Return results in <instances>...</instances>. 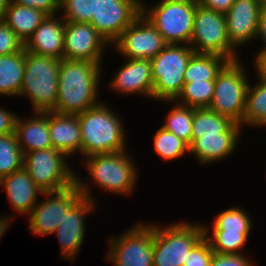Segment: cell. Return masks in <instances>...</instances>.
<instances>
[{
  "mask_svg": "<svg viewBox=\"0 0 266 266\" xmlns=\"http://www.w3.org/2000/svg\"><path fill=\"white\" fill-rule=\"evenodd\" d=\"M266 126V81L259 78L255 87L248 86L243 124Z\"/></svg>",
  "mask_w": 266,
  "mask_h": 266,
  "instance_id": "obj_29",
  "label": "cell"
},
{
  "mask_svg": "<svg viewBox=\"0 0 266 266\" xmlns=\"http://www.w3.org/2000/svg\"><path fill=\"white\" fill-rule=\"evenodd\" d=\"M197 3L194 0H162L149 11L141 4V13L163 36L167 44L178 42L189 45Z\"/></svg>",
  "mask_w": 266,
  "mask_h": 266,
  "instance_id": "obj_4",
  "label": "cell"
},
{
  "mask_svg": "<svg viewBox=\"0 0 266 266\" xmlns=\"http://www.w3.org/2000/svg\"><path fill=\"white\" fill-rule=\"evenodd\" d=\"M61 21L53 15H47L24 43V50L40 56L63 59L65 21Z\"/></svg>",
  "mask_w": 266,
  "mask_h": 266,
  "instance_id": "obj_19",
  "label": "cell"
},
{
  "mask_svg": "<svg viewBox=\"0 0 266 266\" xmlns=\"http://www.w3.org/2000/svg\"><path fill=\"white\" fill-rule=\"evenodd\" d=\"M194 50L185 44H167L150 59L154 82L153 98L174 101L182 90L184 72Z\"/></svg>",
  "mask_w": 266,
  "mask_h": 266,
  "instance_id": "obj_5",
  "label": "cell"
},
{
  "mask_svg": "<svg viewBox=\"0 0 266 266\" xmlns=\"http://www.w3.org/2000/svg\"><path fill=\"white\" fill-rule=\"evenodd\" d=\"M17 116L0 108V135L14 133Z\"/></svg>",
  "mask_w": 266,
  "mask_h": 266,
  "instance_id": "obj_39",
  "label": "cell"
},
{
  "mask_svg": "<svg viewBox=\"0 0 266 266\" xmlns=\"http://www.w3.org/2000/svg\"><path fill=\"white\" fill-rule=\"evenodd\" d=\"M60 61L25 50V70L19 96L27 95L31 99L34 112L55 109Z\"/></svg>",
  "mask_w": 266,
  "mask_h": 266,
  "instance_id": "obj_3",
  "label": "cell"
},
{
  "mask_svg": "<svg viewBox=\"0 0 266 266\" xmlns=\"http://www.w3.org/2000/svg\"><path fill=\"white\" fill-rule=\"evenodd\" d=\"M25 70V50L0 55V94L19 95Z\"/></svg>",
  "mask_w": 266,
  "mask_h": 266,
  "instance_id": "obj_26",
  "label": "cell"
},
{
  "mask_svg": "<svg viewBox=\"0 0 266 266\" xmlns=\"http://www.w3.org/2000/svg\"><path fill=\"white\" fill-rule=\"evenodd\" d=\"M239 60L228 61L219 71L214 95L209 108L228 117L234 123L243 124L248 82Z\"/></svg>",
  "mask_w": 266,
  "mask_h": 266,
  "instance_id": "obj_6",
  "label": "cell"
},
{
  "mask_svg": "<svg viewBox=\"0 0 266 266\" xmlns=\"http://www.w3.org/2000/svg\"><path fill=\"white\" fill-rule=\"evenodd\" d=\"M256 37L264 39L266 43V4L261 8V11L258 17V28H257ZM265 46L263 49H266Z\"/></svg>",
  "mask_w": 266,
  "mask_h": 266,
  "instance_id": "obj_42",
  "label": "cell"
},
{
  "mask_svg": "<svg viewBox=\"0 0 266 266\" xmlns=\"http://www.w3.org/2000/svg\"><path fill=\"white\" fill-rule=\"evenodd\" d=\"M127 59L154 58L167 43L157 29L141 13L114 42Z\"/></svg>",
  "mask_w": 266,
  "mask_h": 266,
  "instance_id": "obj_14",
  "label": "cell"
},
{
  "mask_svg": "<svg viewBox=\"0 0 266 266\" xmlns=\"http://www.w3.org/2000/svg\"><path fill=\"white\" fill-rule=\"evenodd\" d=\"M235 3V0H199L198 4L201 6L217 11L220 13H226L231 6Z\"/></svg>",
  "mask_w": 266,
  "mask_h": 266,
  "instance_id": "obj_40",
  "label": "cell"
},
{
  "mask_svg": "<svg viewBox=\"0 0 266 266\" xmlns=\"http://www.w3.org/2000/svg\"><path fill=\"white\" fill-rule=\"evenodd\" d=\"M46 16L47 14L38 9L11 2L2 20L25 43Z\"/></svg>",
  "mask_w": 266,
  "mask_h": 266,
  "instance_id": "obj_25",
  "label": "cell"
},
{
  "mask_svg": "<svg viewBox=\"0 0 266 266\" xmlns=\"http://www.w3.org/2000/svg\"><path fill=\"white\" fill-rule=\"evenodd\" d=\"M107 260L115 266H153L154 224H138L120 238L112 237Z\"/></svg>",
  "mask_w": 266,
  "mask_h": 266,
  "instance_id": "obj_11",
  "label": "cell"
},
{
  "mask_svg": "<svg viewBox=\"0 0 266 266\" xmlns=\"http://www.w3.org/2000/svg\"><path fill=\"white\" fill-rule=\"evenodd\" d=\"M242 126L233 123L224 133L218 136L192 138L189 152H192L201 163L220 160L234 151Z\"/></svg>",
  "mask_w": 266,
  "mask_h": 266,
  "instance_id": "obj_22",
  "label": "cell"
},
{
  "mask_svg": "<svg viewBox=\"0 0 266 266\" xmlns=\"http://www.w3.org/2000/svg\"><path fill=\"white\" fill-rule=\"evenodd\" d=\"M214 251L205 236L191 249L184 266H210Z\"/></svg>",
  "mask_w": 266,
  "mask_h": 266,
  "instance_id": "obj_36",
  "label": "cell"
},
{
  "mask_svg": "<svg viewBox=\"0 0 266 266\" xmlns=\"http://www.w3.org/2000/svg\"><path fill=\"white\" fill-rule=\"evenodd\" d=\"M66 157L54 148L28 152L24 154L23 167L43 192H54L76 182L74 172L64 161Z\"/></svg>",
  "mask_w": 266,
  "mask_h": 266,
  "instance_id": "obj_9",
  "label": "cell"
},
{
  "mask_svg": "<svg viewBox=\"0 0 266 266\" xmlns=\"http://www.w3.org/2000/svg\"><path fill=\"white\" fill-rule=\"evenodd\" d=\"M111 87L127 93H143L153 98L154 82L152 79L151 62L144 59H128L114 77Z\"/></svg>",
  "mask_w": 266,
  "mask_h": 266,
  "instance_id": "obj_20",
  "label": "cell"
},
{
  "mask_svg": "<svg viewBox=\"0 0 266 266\" xmlns=\"http://www.w3.org/2000/svg\"><path fill=\"white\" fill-rule=\"evenodd\" d=\"M114 113L100 102L77 115L83 156L125 151L124 129Z\"/></svg>",
  "mask_w": 266,
  "mask_h": 266,
  "instance_id": "obj_2",
  "label": "cell"
},
{
  "mask_svg": "<svg viewBox=\"0 0 266 266\" xmlns=\"http://www.w3.org/2000/svg\"><path fill=\"white\" fill-rule=\"evenodd\" d=\"M87 169L94 182L106 191L128 194L135 186L136 168L124 151L86 157Z\"/></svg>",
  "mask_w": 266,
  "mask_h": 266,
  "instance_id": "obj_10",
  "label": "cell"
},
{
  "mask_svg": "<svg viewBox=\"0 0 266 266\" xmlns=\"http://www.w3.org/2000/svg\"><path fill=\"white\" fill-rule=\"evenodd\" d=\"M203 237V225L181 222L165 229L154 225L152 265L184 266L191 249Z\"/></svg>",
  "mask_w": 266,
  "mask_h": 266,
  "instance_id": "obj_7",
  "label": "cell"
},
{
  "mask_svg": "<svg viewBox=\"0 0 266 266\" xmlns=\"http://www.w3.org/2000/svg\"><path fill=\"white\" fill-rule=\"evenodd\" d=\"M155 152L164 160H172L189 152V145L161 127L153 137Z\"/></svg>",
  "mask_w": 266,
  "mask_h": 266,
  "instance_id": "obj_33",
  "label": "cell"
},
{
  "mask_svg": "<svg viewBox=\"0 0 266 266\" xmlns=\"http://www.w3.org/2000/svg\"><path fill=\"white\" fill-rule=\"evenodd\" d=\"M0 186L6 189L12 207L20 213L30 214L37 204L38 192L43 193L24 167L1 178Z\"/></svg>",
  "mask_w": 266,
  "mask_h": 266,
  "instance_id": "obj_23",
  "label": "cell"
},
{
  "mask_svg": "<svg viewBox=\"0 0 266 266\" xmlns=\"http://www.w3.org/2000/svg\"><path fill=\"white\" fill-rule=\"evenodd\" d=\"M257 57L255 60L256 70L258 72V78L266 81V49H262L259 53H257Z\"/></svg>",
  "mask_w": 266,
  "mask_h": 266,
  "instance_id": "obj_41",
  "label": "cell"
},
{
  "mask_svg": "<svg viewBox=\"0 0 266 266\" xmlns=\"http://www.w3.org/2000/svg\"><path fill=\"white\" fill-rule=\"evenodd\" d=\"M38 116L22 122L17 118L14 134L23 155L28 152L52 148L48 129V112H36Z\"/></svg>",
  "mask_w": 266,
  "mask_h": 266,
  "instance_id": "obj_24",
  "label": "cell"
},
{
  "mask_svg": "<svg viewBox=\"0 0 266 266\" xmlns=\"http://www.w3.org/2000/svg\"><path fill=\"white\" fill-rule=\"evenodd\" d=\"M23 49L24 42L3 20H0V55L21 52Z\"/></svg>",
  "mask_w": 266,
  "mask_h": 266,
  "instance_id": "obj_35",
  "label": "cell"
},
{
  "mask_svg": "<svg viewBox=\"0 0 266 266\" xmlns=\"http://www.w3.org/2000/svg\"><path fill=\"white\" fill-rule=\"evenodd\" d=\"M264 5L261 0H235L225 13L229 40L234 47L256 37L258 17Z\"/></svg>",
  "mask_w": 266,
  "mask_h": 266,
  "instance_id": "obj_18",
  "label": "cell"
},
{
  "mask_svg": "<svg viewBox=\"0 0 266 266\" xmlns=\"http://www.w3.org/2000/svg\"><path fill=\"white\" fill-rule=\"evenodd\" d=\"M107 43L90 23L65 21L63 59L100 64Z\"/></svg>",
  "mask_w": 266,
  "mask_h": 266,
  "instance_id": "obj_17",
  "label": "cell"
},
{
  "mask_svg": "<svg viewBox=\"0 0 266 266\" xmlns=\"http://www.w3.org/2000/svg\"><path fill=\"white\" fill-rule=\"evenodd\" d=\"M193 23L189 45H192L195 53L219 55L228 61L239 59L229 40L224 13L207 9L197 3Z\"/></svg>",
  "mask_w": 266,
  "mask_h": 266,
  "instance_id": "obj_8",
  "label": "cell"
},
{
  "mask_svg": "<svg viewBox=\"0 0 266 266\" xmlns=\"http://www.w3.org/2000/svg\"><path fill=\"white\" fill-rule=\"evenodd\" d=\"M213 222V236L208 237V229L203 226L204 236L211 249L221 254L239 253L252 227L248 213L238 207L229 208L217 215Z\"/></svg>",
  "mask_w": 266,
  "mask_h": 266,
  "instance_id": "obj_12",
  "label": "cell"
},
{
  "mask_svg": "<svg viewBox=\"0 0 266 266\" xmlns=\"http://www.w3.org/2000/svg\"><path fill=\"white\" fill-rule=\"evenodd\" d=\"M234 122L209 107L194 108L192 138L218 136Z\"/></svg>",
  "mask_w": 266,
  "mask_h": 266,
  "instance_id": "obj_28",
  "label": "cell"
},
{
  "mask_svg": "<svg viewBox=\"0 0 266 266\" xmlns=\"http://www.w3.org/2000/svg\"><path fill=\"white\" fill-rule=\"evenodd\" d=\"M141 4L140 0H97L90 24L107 42L114 43L141 14Z\"/></svg>",
  "mask_w": 266,
  "mask_h": 266,
  "instance_id": "obj_15",
  "label": "cell"
},
{
  "mask_svg": "<svg viewBox=\"0 0 266 266\" xmlns=\"http://www.w3.org/2000/svg\"><path fill=\"white\" fill-rule=\"evenodd\" d=\"M215 81H194L183 84L175 100L181 99L180 105L194 108L209 107L214 95Z\"/></svg>",
  "mask_w": 266,
  "mask_h": 266,
  "instance_id": "obj_30",
  "label": "cell"
},
{
  "mask_svg": "<svg viewBox=\"0 0 266 266\" xmlns=\"http://www.w3.org/2000/svg\"><path fill=\"white\" fill-rule=\"evenodd\" d=\"M48 129L52 148L63 152L66 156L73 155L81 147V128L77 115L59 114L48 111Z\"/></svg>",
  "mask_w": 266,
  "mask_h": 266,
  "instance_id": "obj_21",
  "label": "cell"
},
{
  "mask_svg": "<svg viewBox=\"0 0 266 266\" xmlns=\"http://www.w3.org/2000/svg\"><path fill=\"white\" fill-rule=\"evenodd\" d=\"M100 64L61 59L58 74V96L53 112L78 115L98 105Z\"/></svg>",
  "mask_w": 266,
  "mask_h": 266,
  "instance_id": "obj_1",
  "label": "cell"
},
{
  "mask_svg": "<svg viewBox=\"0 0 266 266\" xmlns=\"http://www.w3.org/2000/svg\"><path fill=\"white\" fill-rule=\"evenodd\" d=\"M77 178L76 176V184L82 197L66 212L61 223L53 232L56 233L60 241L61 253L64 258L75 257V254L79 252L85 235L84 215L91 212L95 207L88 191L89 186Z\"/></svg>",
  "mask_w": 266,
  "mask_h": 266,
  "instance_id": "obj_16",
  "label": "cell"
},
{
  "mask_svg": "<svg viewBox=\"0 0 266 266\" xmlns=\"http://www.w3.org/2000/svg\"><path fill=\"white\" fill-rule=\"evenodd\" d=\"M97 0H60V11L63 9L64 21L90 23L96 15Z\"/></svg>",
  "mask_w": 266,
  "mask_h": 266,
  "instance_id": "obj_34",
  "label": "cell"
},
{
  "mask_svg": "<svg viewBox=\"0 0 266 266\" xmlns=\"http://www.w3.org/2000/svg\"><path fill=\"white\" fill-rule=\"evenodd\" d=\"M227 62L225 57L219 55L194 53L184 72V83L215 81L219 71Z\"/></svg>",
  "mask_w": 266,
  "mask_h": 266,
  "instance_id": "obj_27",
  "label": "cell"
},
{
  "mask_svg": "<svg viewBox=\"0 0 266 266\" xmlns=\"http://www.w3.org/2000/svg\"><path fill=\"white\" fill-rule=\"evenodd\" d=\"M193 112L194 107L178 104L168 113L167 121L162 127L190 145L192 142Z\"/></svg>",
  "mask_w": 266,
  "mask_h": 266,
  "instance_id": "obj_32",
  "label": "cell"
},
{
  "mask_svg": "<svg viewBox=\"0 0 266 266\" xmlns=\"http://www.w3.org/2000/svg\"><path fill=\"white\" fill-rule=\"evenodd\" d=\"M210 266H254L241 253L221 254L214 252Z\"/></svg>",
  "mask_w": 266,
  "mask_h": 266,
  "instance_id": "obj_37",
  "label": "cell"
},
{
  "mask_svg": "<svg viewBox=\"0 0 266 266\" xmlns=\"http://www.w3.org/2000/svg\"><path fill=\"white\" fill-rule=\"evenodd\" d=\"M12 0H0V20L3 19L6 8L9 6Z\"/></svg>",
  "mask_w": 266,
  "mask_h": 266,
  "instance_id": "obj_43",
  "label": "cell"
},
{
  "mask_svg": "<svg viewBox=\"0 0 266 266\" xmlns=\"http://www.w3.org/2000/svg\"><path fill=\"white\" fill-rule=\"evenodd\" d=\"M43 194L51 197L35 205L29 214V228L37 235L53 234L66 212L82 197L76 182L65 189Z\"/></svg>",
  "mask_w": 266,
  "mask_h": 266,
  "instance_id": "obj_13",
  "label": "cell"
},
{
  "mask_svg": "<svg viewBox=\"0 0 266 266\" xmlns=\"http://www.w3.org/2000/svg\"><path fill=\"white\" fill-rule=\"evenodd\" d=\"M24 155L16 135H0V179L23 167Z\"/></svg>",
  "mask_w": 266,
  "mask_h": 266,
  "instance_id": "obj_31",
  "label": "cell"
},
{
  "mask_svg": "<svg viewBox=\"0 0 266 266\" xmlns=\"http://www.w3.org/2000/svg\"><path fill=\"white\" fill-rule=\"evenodd\" d=\"M11 2L38 9L47 15L55 16V12L60 10V0H13Z\"/></svg>",
  "mask_w": 266,
  "mask_h": 266,
  "instance_id": "obj_38",
  "label": "cell"
}]
</instances>
